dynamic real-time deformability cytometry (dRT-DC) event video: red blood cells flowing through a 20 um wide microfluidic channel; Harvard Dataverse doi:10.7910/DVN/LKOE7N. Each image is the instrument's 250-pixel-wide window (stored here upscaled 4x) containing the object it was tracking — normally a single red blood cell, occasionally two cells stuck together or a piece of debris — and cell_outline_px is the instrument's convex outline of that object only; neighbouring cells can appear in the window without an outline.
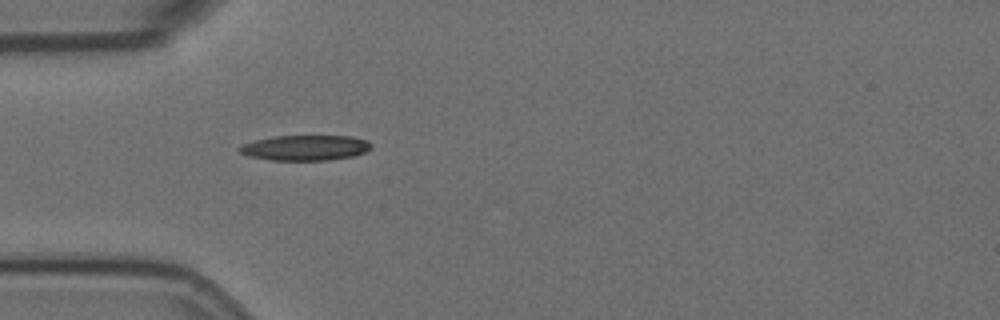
{"species": "Egyptian fruit bat (a non-hibernating species)", "species_latin": "Rousettus aegyptiacus", "temperature_condition": "room temperature", "stored_images_in_passage": 1, "camera_frame_rate_fps": 3000, "um_per_image_px": 0.085, "animal": {"sex": "female"}, "frame": {"image": 1, "passage_image": 1, "time_ms": 0.0, "image_size_px": [1000, 320], "cell_outline_px": [[372, 148], [364, 152], [352, 156], [328, 160], [272, 160], [248, 156], [240, 152], [236, 148], [244, 144], [256, 140], [272, 136], [352, 136], [368, 140], [372, 144]], "centroid_in_image_um": [25.96, 12.55], "position_along_channel_um": 59.0, "area_um2": 19.42}}